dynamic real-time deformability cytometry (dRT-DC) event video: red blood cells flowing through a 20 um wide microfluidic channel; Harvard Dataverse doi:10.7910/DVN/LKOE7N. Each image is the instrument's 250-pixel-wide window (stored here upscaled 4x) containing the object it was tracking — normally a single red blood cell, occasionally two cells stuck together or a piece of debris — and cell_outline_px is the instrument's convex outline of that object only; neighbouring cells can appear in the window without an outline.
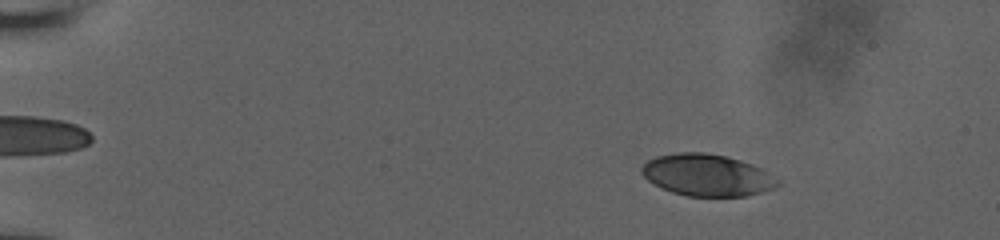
{"species": "human", "species_latin": "Homo sapiens", "temperature_condition": "room temperature", "stored_images_in_passage": 55, "camera_frame_rate_fps": 3000, "um_per_image_px": 0.085, "donor": {"sex": "male"}, "frame": {"image": 1, "passage_image": 9, "time_ms": 2.667, "image_size_px": [1000, 240], "cell_outline_px": [[780, 184], [772, 188], [748, 196], [688, 196], [672, 192], [660, 188], [648, 180], [640, 172], [640, 168], [648, 160], [656, 156], [680, 152], [704, 152], [724, 156], [740, 160], [752, 164], [760, 168], [780, 180]], "centroid_in_image_um": [60.07, 14.88], "position_along_channel_um": 24.9, "area_um2": 33.06}}
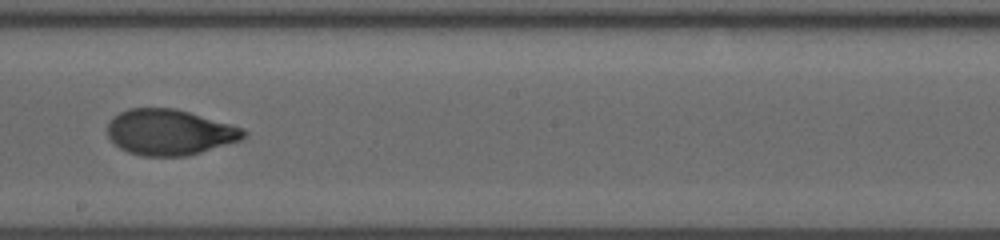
{"frame": {"image": 2, "passage_image": 34, "time_ms": 11.0, "image_size_px": [1000, 240], "cell_outline_px": [[248, 136], [240, 140], [200, 152], [184, 156], [140, 156], [128, 152], [120, 148], [108, 136], [108, 124], [112, 116], [128, 108], [176, 108], [244, 128], [248, 132]], "centroid_in_image_um": [14.42, 11.23], "position_along_channel_um": 233.8, "area_um2": 36.3}}
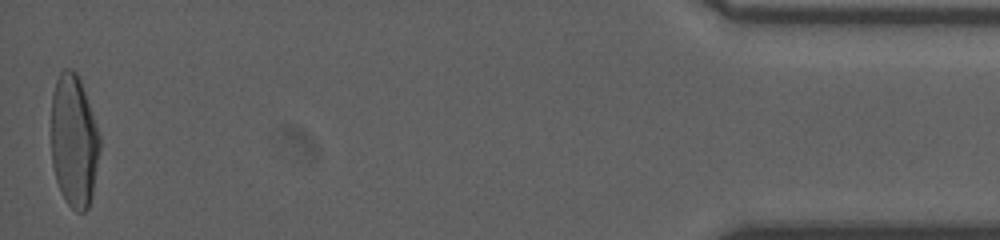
{"frame": {"image": 3, "passage_image": 55, "time_ms": 18.0, "image_size_px": [1000, 240], "cell_outline_px": [[100, 148], [92, 196], [88, 208], [84, 212], [76, 212], [68, 204], [56, 180], [52, 164], [52, 92], [56, 80], [60, 72], [64, 68], [72, 68], [76, 72], [80, 80], [100, 136]], "centroid_in_image_um": [6.28, 11.98], "position_along_channel_um": 428.9, "area_um2": 37.28}, "authors_computed_cell_mechanics": {"area_um2": 36.125, "velocity_mm_per_s": 3.9482, "shape_relaxation_time_tau1_ms": 4.5455, "shape_relaxation_time_tau2_ms": 0.9881, "deformation_change_tau1": 0.193, "deformation_change_tau2": 0.0573}}